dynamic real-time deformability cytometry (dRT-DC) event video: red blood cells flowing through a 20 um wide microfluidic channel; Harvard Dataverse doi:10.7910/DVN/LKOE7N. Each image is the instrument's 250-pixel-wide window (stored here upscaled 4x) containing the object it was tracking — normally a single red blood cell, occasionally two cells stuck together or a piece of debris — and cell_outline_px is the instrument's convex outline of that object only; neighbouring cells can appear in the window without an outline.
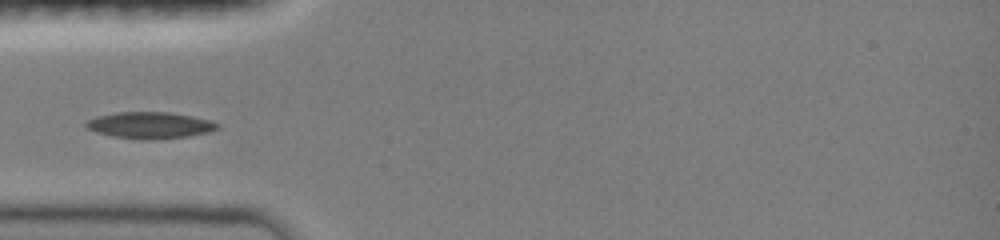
{"species": "common noctule bat (a hibernating species)", "species_latin": "Nyctalus noctula", "temperature_condition": "room temperature", "stored_images_in_passage": 19, "camera_frame_rate_fps": 3000, "um_per_image_px": 0.085, "animal": {"sex": "female", "body_mass_g": 19.0, "forearm_length_mm": 51.5}, "frame": {"image": 1, "passage_image": 1, "time_ms": 0.0, "image_size_px": [1000, 240], "cell_outline_px": [[220, 128], [208, 132], [188, 136], [140, 140], [116, 136], [96, 132], [84, 128], [84, 124], [88, 120], [96, 116], [116, 112], [168, 112], [192, 116], [208, 120], [220, 124]], "centroid_in_image_um": [12.71, 10.63], "position_along_channel_um": 72.3, "area_um2": 20.17}}
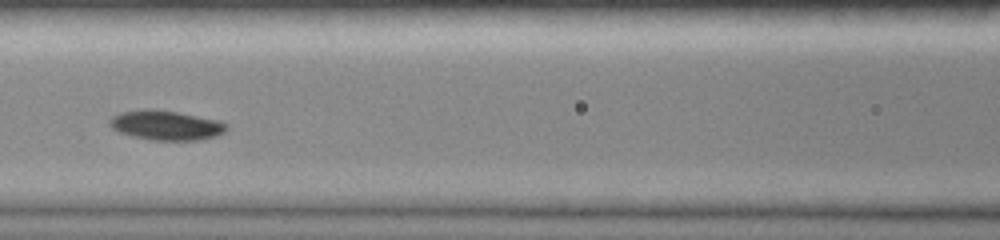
{"frame": {"image": 2, "passage_image": 10, "time_ms": 2.0, "image_size_px": [1000, 240], "cell_outline_px": [[228, 128], [224, 132], [216, 136], [200, 140], [152, 140], [132, 136], [120, 132], [112, 128], [108, 124], [108, 120], [112, 116], [120, 112], [144, 108], [152, 108], [176, 112], [216, 120], [228, 124]], "centroid_in_image_um": [14.07, 10.64], "position_along_channel_um": 152.5, "area_um2": 20.23}}
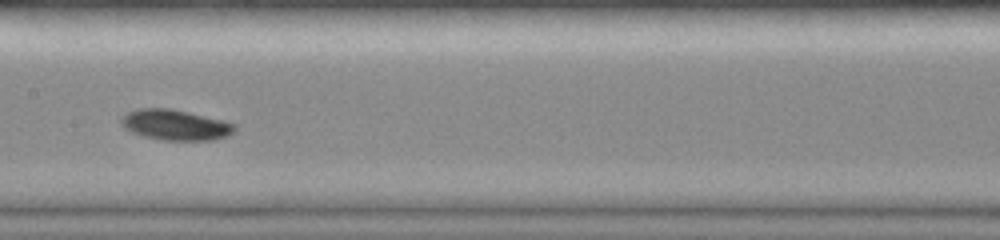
{"frame": {"image": 3, "passage_image": 18, "time_ms": 3.0, "image_size_px": [1000, 240], "cell_outline_px": [[236, 128], [232, 132], [216, 140], [164, 140], [144, 136], [132, 132], [124, 128], [120, 120], [128, 112], [136, 108], [172, 108], [224, 120], [236, 124]], "centroid_in_image_um": [14.91, 10.6], "position_along_channel_um": 192.5, "area_um2": 20.17}}